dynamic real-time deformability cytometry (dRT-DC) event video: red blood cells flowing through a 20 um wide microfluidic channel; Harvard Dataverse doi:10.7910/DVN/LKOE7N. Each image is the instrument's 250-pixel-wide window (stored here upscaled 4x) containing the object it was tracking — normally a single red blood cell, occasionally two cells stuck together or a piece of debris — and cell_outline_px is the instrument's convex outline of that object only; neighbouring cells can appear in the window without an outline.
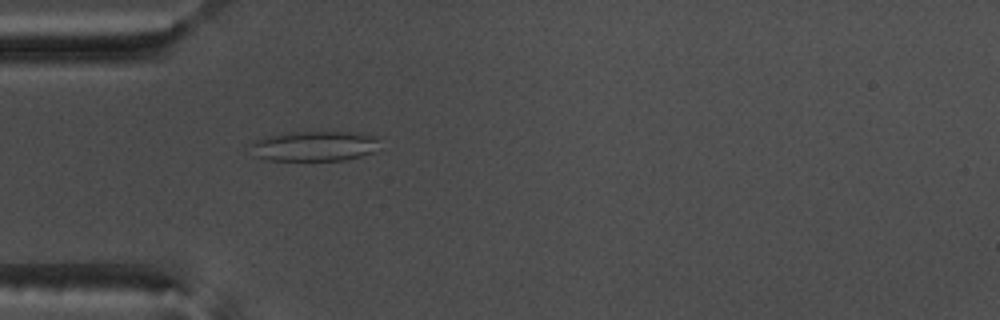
{"species": "common noctule bat (a hibernating species)", "species_latin": "Nyctalus noctula", "temperature_condition": "warm", "stored_images_in_passage": 53, "camera_frame_rate_fps": 3000, "um_per_image_px": 0.085, "animal": {"sex": "male", "body_mass_g": 17.5, "forearm_length_mm": 52.3}, "frame": {"image": 1, "passage_image": 16, "time_ms": 5.0, "image_size_px": [1000, 320], "cell_outline_px": [[380, 140], [372, 152], [360, 156], [344, 160], [268, 160], [256, 156], [248, 144], [252, 140], [264, 136], [288, 132], [360, 132], [380, 136]], "centroid_in_image_um": [26.7, 12.39], "position_along_channel_um": 58.3, "area_um2": 22.95}}
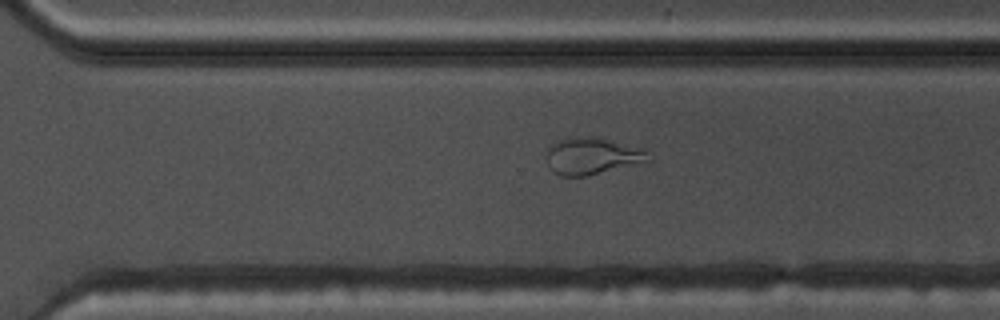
{"frame": {"image": 2, "passage_image": 37, "time_ms": 12.0, "image_size_px": [1000, 320], "cell_outline_px": [[652, 160], [588, 176], [560, 176], [552, 172], [548, 168], [548, 148], [552, 144], [560, 140], [588, 136], [592, 136], [648, 148]], "centroid_in_image_um": [50.41, 13.27], "position_along_channel_um": 320.2, "area_um2": 22.08}}
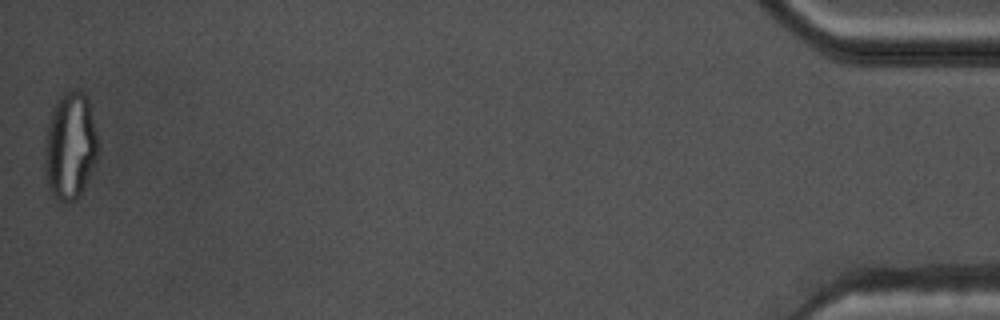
{"frame": {"image": 3, "passage_image": 53, "time_ms": 17.333, "image_size_px": [1000, 320], "cell_outline_px": [[100, 152], [80, 196], [76, 200], [60, 200], [48, 188], [44, 168], [44, 144], [48, 124], [52, 112], [60, 96], [64, 92], [72, 88], [84, 92], [88, 100], [100, 148]], "centroid_in_image_um": [5.97, 12.4], "position_along_channel_um": 429.2, "area_um2": 33.41}, "authors_computed_cell_mechanics": {"area_um2": 25.3164, "velocity_mm_per_s": 3.8011, "shape_relaxation_time_tau1_ms": null, "shape_relaxation_time_tau2_ms": 0.9339, "deformation_change_tau1": null, "deformation_change_tau2": 0.0791}}